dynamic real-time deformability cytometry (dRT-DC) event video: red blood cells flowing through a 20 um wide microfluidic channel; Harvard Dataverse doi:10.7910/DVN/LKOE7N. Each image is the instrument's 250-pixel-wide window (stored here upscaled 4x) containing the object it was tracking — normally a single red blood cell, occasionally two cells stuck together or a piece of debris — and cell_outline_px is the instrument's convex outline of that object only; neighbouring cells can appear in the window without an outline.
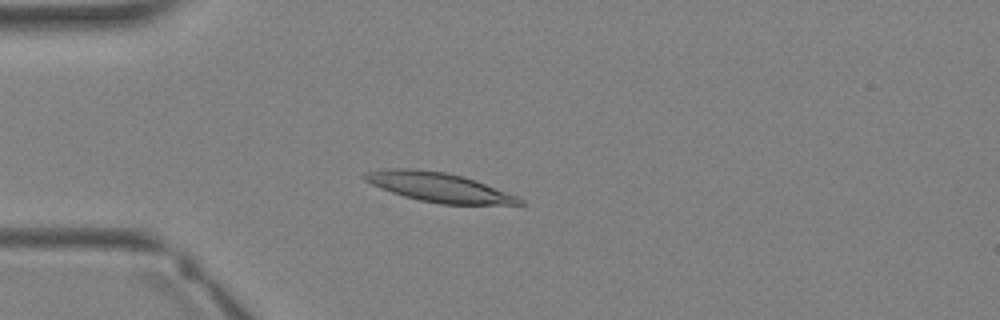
{"species": "Egyptian fruit bat (a non-hibernating species)", "species_latin": "Rousettus aegyptiacus", "temperature_condition": "warm", "stored_images_in_passage": 34, "camera_frame_rate_fps": 3000, "um_per_image_px": 0.085, "animal": {"sex": "female"}, "frame": {"image": 1, "passage_image": 9, "time_ms": 2.667, "image_size_px": [1000, 320], "cell_outline_px": [[528, 204], [440, 204], [420, 200], [404, 196], [380, 188], [364, 180], [360, 176], [364, 172], [384, 168], [412, 168], [444, 172], [476, 180], [516, 196], [524, 200]], "centroid_in_image_um": [37.24, 15.9], "position_along_channel_um": 47.8, "area_um2": 26.3}}
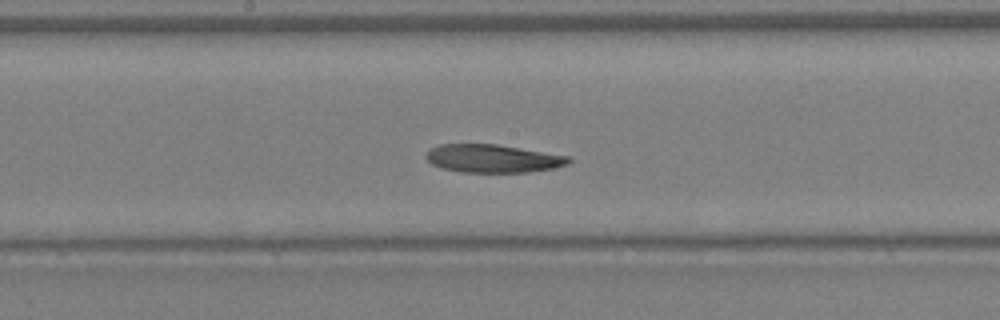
{"frame": {"image": 2, "passage_image": 18, "time_ms": 5.667, "image_size_px": [1000, 320], "cell_outline_px": [[572, 160], [568, 164], [552, 168], [528, 172], [460, 172], [440, 168], [432, 164], [424, 156], [432, 148], [440, 144], [496, 144], [568, 156]], "centroid_in_image_um": [41.86, 13.48], "position_along_channel_um": 206.3, "area_um2": 23.18}}
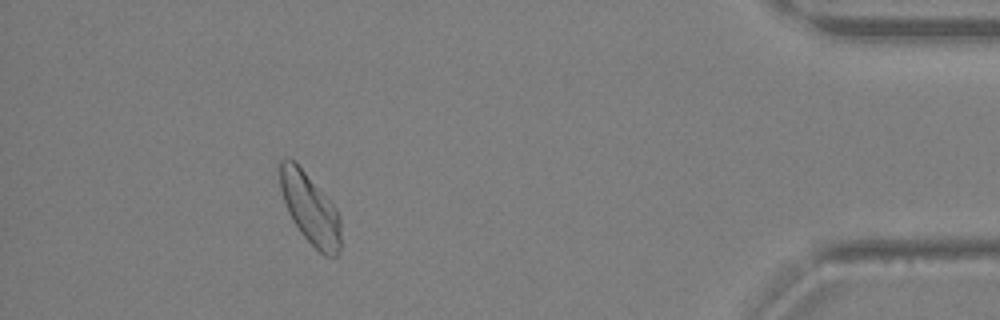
{"frame": {"image": 3, "passage_image": 31, "time_ms": 10.0, "image_size_px": [1000, 320], "cell_outline_px": [[340, 252], [336, 256], [324, 256], [300, 232], [292, 220], [288, 212], [280, 188], [280, 160], [284, 156], [288, 156], [304, 172], [336, 208], [340, 216]], "centroid_in_image_um": [26.36, 17.76], "position_along_channel_um": 408.8, "area_um2": 24.62}}